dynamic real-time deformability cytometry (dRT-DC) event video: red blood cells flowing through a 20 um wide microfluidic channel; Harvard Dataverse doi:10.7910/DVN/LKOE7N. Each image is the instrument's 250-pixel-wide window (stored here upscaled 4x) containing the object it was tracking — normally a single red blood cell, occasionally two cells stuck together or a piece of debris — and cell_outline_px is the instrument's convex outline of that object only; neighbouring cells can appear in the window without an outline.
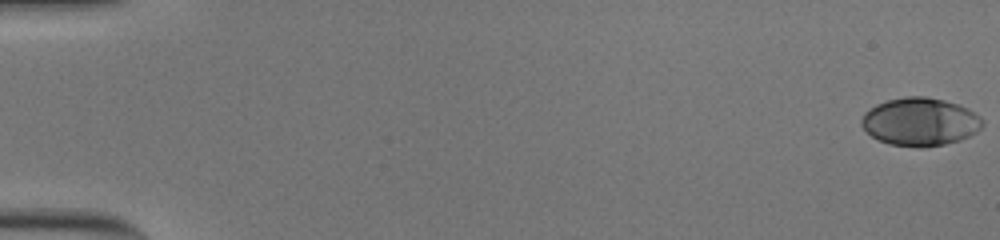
{"species": "human", "species_latin": "Homo sapiens", "temperature_condition": "cold", "stored_images_in_passage": 57, "camera_frame_rate_fps": 3000, "um_per_image_px": 0.085, "donor": {"sex": "male"}, "frame": {"image": 1, "passage_image": 1, "time_ms": 0.0, "image_size_px": [1000, 240], "cell_outline_px": [[984, 124], [976, 132], [960, 140], [944, 144], [920, 148], [888, 144], [872, 136], [860, 124], [860, 120], [864, 112], [876, 104], [888, 100], [904, 96], [924, 96], [944, 100], [968, 108], [980, 116], [984, 120]], "centroid_in_image_um": [78.2, 10.35], "position_along_channel_um": 6.8, "area_um2": 33.99}}
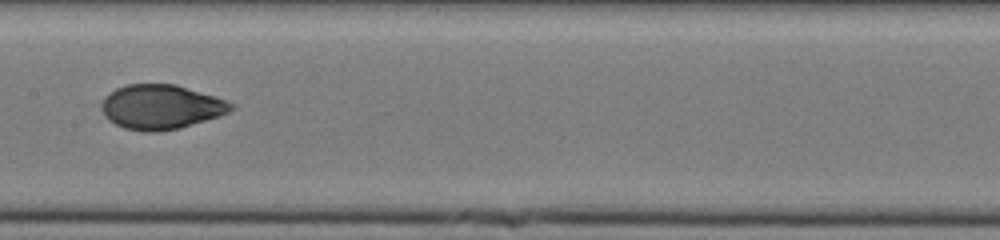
{"frame": {"image": 2, "passage_image": 31, "time_ms": 10.0, "image_size_px": [1000, 240], "cell_outline_px": [[236, 108], [228, 112], [180, 128], [156, 132], [144, 132], [124, 128], [116, 124], [104, 112], [104, 96], [116, 88], [128, 84], [176, 84], [216, 96], [236, 104]], "centroid_in_image_um": [13.74, 9.08], "position_along_channel_um": 193.7, "area_um2": 33.23}}
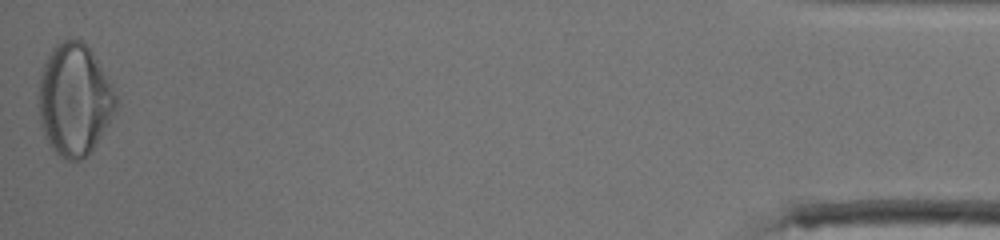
{"frame": {"image": 3, "passage_image": 57, "time_ms": 18.667, "image_size_px": [1000, 240], "cell_outline_px": [[120, 100], [108, 124], [92, 148], [80, 160], [68, 160], [60, 156], [48, 144], [44, 136], [40, 124], [36, 96], [40, 76], [44, 64], [52, 48], [60, 40], [80, 40], [92, 52]], "centroid_in_image_um": [6.29, 8.48], "position_along_channel_um": 428.9, "area_um2": 50.34}, "authors_computed_cell_mechanics": {"area_um2": 33.4084, "velocity_mm_per_s": 3.6935, "shape_relaxation_time_tau1_ms": 3.8685, "shape_relaxation_time_tau2_ms": 0.8799, "deformation_change_tau1": 0.167, "deformation_change_tau2": 0.0446}}